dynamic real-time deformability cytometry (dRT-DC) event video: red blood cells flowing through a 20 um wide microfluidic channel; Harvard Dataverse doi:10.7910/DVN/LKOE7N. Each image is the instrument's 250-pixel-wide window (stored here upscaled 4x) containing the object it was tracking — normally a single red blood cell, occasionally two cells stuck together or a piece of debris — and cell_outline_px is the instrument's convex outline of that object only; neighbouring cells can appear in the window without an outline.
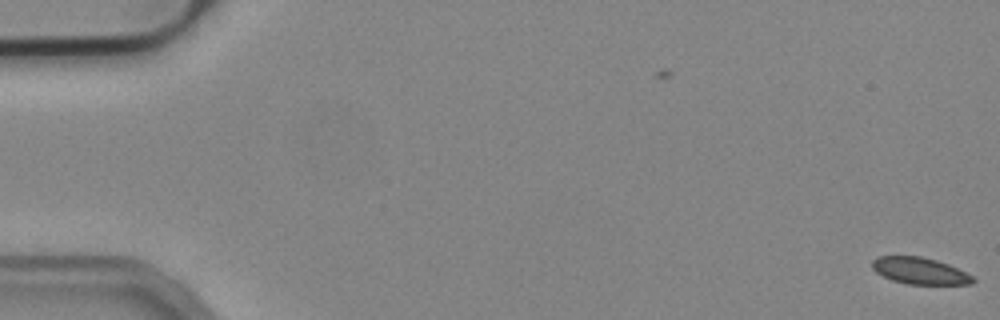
{"species": "common noctule bat (a hibernating species)", "species_latin": "Nyctalus noctula", "temperature_condition": "cold", "stored_images_in_passage": 4, "camera_frame_rate_fps": 3000, "um_per_image_px": 0.085, "animal": {"sex": "male", "body_mass_g": 19.2, "forearm_length_mm": 51.8}, "frame": {"image": 1, "passage_image": 4, "time_ms": 1.0, "image_size_px": [1000, 320], "cell_outline_px": [[976, 280], [972, 284], [908, 284], [892, 280], [876, 272], [872, 268], [872, 260], [876, 256], [920, 256], [936, 260], [948, 264], [972, 276]], "centroid_in_image_um": [78.16, 23.01], "position_along_channel_um": 6.8, "area_um2": 15.55}}